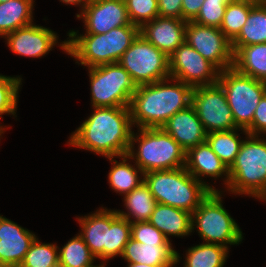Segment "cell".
Wrapping results in <instances>:
<instances>
[{
    "label": "cell",
    "mask_w": 266,
    "mask_h": 267,
    "mask_svg": "<svg viewBox=\"0 0 266 267\" xmlns=\"http://www.w3.org/2000/svg\"><path fill=\"white\" fill-rule=\"evenodd\" d=\"M93 109L91 115L71 134L68 145L105 158L126 155L133 132L129 107Z\"/></svg>",
    "instance_id": "6da1fadb"
},
{
    "label": "cell",
    "mask_w": 266,
    "mask_h": 267,
    "mask_svg": "<svg viewBox=\"0 0 266 267\" xmlns=\"http://www.w3.org/2000/svg\"><path fill=\"white\" fill-rule=\"evenodd\" d=\"M192 91L190 85L172 77L137 86L129 105L133 126L161 128L176 112L191 105Z\"/></svg>",
    "instance_id": "7a4b0ae2"
},
{
    "label": "cell",
    "mask_w": 266,
    "mask_h": 267,
    "mask_svg": "<svg viewBox=\"0 0 266 267\" xmlns=\"http://www.w3.org/2000/svg\"><path fill=\"white\" fill-rule=\"evenodd\" d=\"M138 35L139 27L131 23L105 34L79 35L78 31L69 30L67 54L83 68L116 63Z\"/></svg>",
    "instance_id": "3957f363"
},
{
    "label": "cell",
    "mask_w": 266,
    "mask_h": 267,
    "mask_svg": "<svg viewBox=\"0 0 266 267\" xmlns=\"http://www.w3.org/2000/svg\"><path fill=\"white\" fill-rule=\"evenodd\" d=\"M83 238L96 259L106 262L121 257L124 247L131 238V223L118 215L116 209L99 208L96 212L75 217Z\"/></svg>",
    "instance_id": "277c9868"
},
{
    "label": "cell",
    "mask_w": 266,
    "mask_h": 267,
    "mask_svg": "<svg viewBox=\"0 0 266 267\" xmlns=\"http://www.w3.org/2000/svg\"><path fill=\"white\" fill-rule=\"evenodd\" d=\"M144 182L157 203L193 213L211 190L185 167L145 173Z\"/></svg>",
    "instance_id": "5b68a950"
},
{
    "label": "cell",
    "mask_w": 266,
    "mask_h": 267,
    "mask_svg": "<svg viewBox=\"0 0 266 267\" xmlns=\"http://www.w3.org/2000/svg\"><path fill=\"white\" fill-rule=\"evenodd\" d=\"M127 155L143 173L185 167L186 151L162 128H137ZM135 143L137 149L135 148Z\"/></svg>",
    "instance_id": "8992f818"
},
{
    "label": "cell",
    "mask_w": 266,
    "mask_h": 267,
    "mask_svg": "<svg viewBox=\"0 0 266 267\" xmlns=\"http://www.w3.org/2000/svg\"><path fill=\"white\" fill-rule=\"evenodd\" d=\"M260 137V138H259ZM263 137V138H262ZM266 137L247 135L229 168V193L266 198Z\"/></svg>",
    "instance_id": "52a82bcc"
},
{
    "label": "cell",
    "mask_w": 266,
    "mask_h": 267,
    "mask_svg": "<svg viewBox=\"0 0 266 267\" xmlns=\"http://www.w3.org/2000/svg\"><path fill=\"white\" fill-rule=\"evenodd\" d=\"M222 191H211L192 213L191 228L196 230L204 243L239 245L243 233L236 221L223 206Z\"/></svg>",
    "instance_id": "ba28073f"
},
{
    "label": "cell",
    "mask_w": 266,
    "mask_h": 267,
    "mask_svg": "<svg viewBox=\"0 0 266 267\" xmlns=\"http://www.w3.org/2000/svg\"><path fill=\"white\" fill-rule=\"evenodd\" d=\"M217 83L225 92L236 126L246 130L252 124L257 105L266 94V82L231 67L219 73Z\"/></svg>",
    "instance_id": "9c48e42d"
},
{
    "label": "cell",
    "mask_w": 266,
    "mask_h": 267,
    "mask_svg": "<svg viewBox=\"0 0 266 267\" xmlns=\"http://www.w3.org/2000/svg\"><path fill=\"white\" fill-rule=\"evenodd\" d=\"M87 69L91 107H129L137 86L126 69L118 62Z\"/></svg>",
    "instance_id": "30bf717a"
},
{
    "label": "cell",
    "mask_w": 266,
    "mask_h": 267,
    "mask_svg": "<svg viewBox=\"0 0 266 267\" xmlns=\"http://www.w3.org/2000/svg\"><path fill=\"white\" fill-rule=\"evenodd\" d=\"M118 63L128 71L136 86L170 77L169 57L140 34Z\"/></svg>",
    "instance_id": "8fae6325"
},
{
    "label": "cell",
    "mask_w": 266,
    "mask_h": 267,
    "mask_svg": "<svg viewBox=\"0 0 266 267\" xmlns=\"http://www.w3.org/2000/svg\"><path fill=\"white\" fill-rule=\"evenodd\" d=\"M191 105L207 134L238 128L225 92L218 83L193 88Z\"/></svg>",
    "instance_id": "7c38bea8"
},
{
    "label": "cell",
    "mask_w": 266,
    "mask_h": 267,
    "mask_svg": "<svg viewBox=\"0 0 266 267\" xmlns=\"http://www.w3.org/2000/svg\"><path fill=\"white\" fill-rule=\"evenodd\" d=\"M185 42L220 72L233 67L234 53L231 41L220 28L188 21L185 29Z\"/></svg>",
    "instance_id": "4fadbf2b"
},
{
    "label": "cell",
    "mask_w": 266,
    "mask_h": 267,
    "mask_svg": "<svg viewBox=\"0 0 266 267\" xmlns=\"http://www.w3.org/2000/svg\"><path fill=\"white\" fill-rule=\"evenodd\" d=\"M170 77L192 88L218 82L220 71L186 42L169 56Z\"/></svg>",
    "instance_id": "5bb4252c"
},
{
    "label": "cell",
    "mask_w": 266,
    "mask_h": 267,
    "mask_svg": "<svg viewBox=\"0 0 266 267\" xmlns=\"http://www.w3.org/2000/svg\"><path fill=\"white\" fill-rule=\"evenodd\" d=\"M57 33L44 26L35 25V23L18 28L7 34L6 39L9 49L17 55L41 58L47 55L49 51L57 44L67 53V40L58 42Z\"/></svg>",
    "instance_id": "9a60e30c"
},
{
    "label": "cell",
    "mask_w": 266,
    "mask_h": 267,
    "mask_svg": "<svg viewBox=\"0 0 266 267\" xmlns=\"http://www.w3.org/2000/svg\"><path fill=\"white\" fill-rule=\"evenodd\" d=\"M76 17L84 20L85 34H105L131 23L125 0H90Z\"/></svg>",
    "instance_id": "2e32d148"
},
{
    "label": "cell",
    "mask_w": 266,
    "mask_h": 267,
    "mask_svg": "<svg viewBox=\"0 0 266 267\" xmlns=\"http://www.w3.org/2000/svg\"><path fill=\"white\" fill-rule=\"evenodd\" d=\"M37 236L0 215V267H19Z\"/></svg>",
    "instance_id": "e0dca14e"
},
{
    "label": "cell",
    "mask_w": 266,
    "mask_h": 267,
    "mask_svg": "<svg viewBox=\"0 0 266 267\" xmlns=\"http://www.w3.org/2000/svg\"><path fill=\"white\" fill-rule=\"evenodd\" d=\"M187 21L156 17L139 28V34L168 57L185 42Z\"/></svg>",
    "instance_id": "ac0fdd59"
},
{
    "label": "cell",
    "mask_w": 266,
    "mask_h": 267,
    "mask_svg": "<svg viewBox=\"0 0 266 267\" xmlns=\"http://www.w3.org/2000/svg\"><path fill=\"white\" fill-rule=\"evenodd\" d=\"M186 170L199 182L205 184L211 191H220L204 182L202 177H212L215 180L224 177L225 188L229 184V169L215 154L210 145L205 141L186 152Z\"/></svg>",
    "instance_id": "d6986e66"
},
{
    "label": "cell",
    "mask_w": 266,
    "mask_h": 267,
    "mask_svg": "<svg viewBox=\"0 0 266 267\" xmlns=\"http://www.w3.org/2000/svg\"><path fill=\"white\" fill-rule=\"evenodd\" d=\"M187 152L189 149L204 143L207 132L198 118L192 105L176 112L161 127Z\"/></svg>",
    "instance_id": "ffe728a7"
},
{
    "label": "cell",
    "mask_w": 266,
    "mask_h": 267,
    "mask_svg": "<svg viewBox=\"0 0 266 267\" xmlns=\"http://www.w3.org/2000/svg\"><path fill=\"white\" fill-rule=\"evenodd\" d=\"M121 257L127 263H140L150 266L175 267L180 263V254L173 246L139 243L130 238Z\"/></svg>",
    "instance_id": "44dd1931"
},
{
    "label": "cell",
    "mask_w": 266,
    "mask_h": 267,
    "mask_svg": "<svg viewBox=\"0 0 266 267\" xmlns=\"http://www.w3.org/2000/svg\"><path fill=\"white\" fill-rule=\"evenodd\" d=\"M192 214L169 205L157 203L148 222L161 231L170 241L169 236L184 237L192 233Z\"/></svg>",
    "instance_id": "7402d4cb"
},
{
    "label": "cell",
    "mask_w": 266,
    "mask_h": 267,
    "mask_svg": "<svg viewBox=\"0 0 266 267\" xmlns=\"http://www.w3.org/2000/svg\"><path fill=\"white\" fill-rule=\"evenodd\" d=\"M114 158H121L122 160L118 162ZM107 159L113 165L108 173V182L109 187L114 192L123 196V194L130 193L134 188L144 182L143 171L136 164L132 165L128 162L130 157L127 154L119 157H107Z\"/></svg>",
    "instance_id": "603a6c76"
},
{
    "label": "cell",
    "mask_w": 266,
    "mask_h": 267,
    "mask_svg": "<svg viewBox=\"0 0 266 267\" xmlns=\"http://www.w3.org/2000/svg\"><path fill=\"white\" fill-rule=\"evenodd\" d=\"M123 198L124 208L127 212L117 209L116 211L119 216L126 218L130 223L148 221L157 205V201L145 182H142L130 193L125 194Z\"/></svg>",
    "instance_id": "cb8c5ba5"
},
{
    "label": "cell",
    "mask_w": 266,
    "mask_h": 267,
    "mask_svg": "<svg viewBox=\"0 0 266 267\" xmlns=\"http://www.w3.org/2000/svg\"><path fill=\"white\" fill-rule=\"evenodd\" d=\"M35 0H11L0 3V37L32 24Z\"/></svg>",
    "instance_id": "d4e9b609"
},
{
    "label": "cell",
    "mask_w": 266,
    "mask_h": 267,
    "mask_svg": "<svg viewBox=\"0 0 266 267\" xmlns=\"http://www.w3.org/2000/svg\"><path fill=\"white\" fill-rule=\"evenodd\" d=\"M262 43H266V1L250 10L245 25L231 45L235 54L243 46Z\"/></svg>",
    "instance_id": "484cf974"
},
{
    "label": "cell",
    "mask_w": 266,
    "mask_h": 267,
    "mask_svg": "<svg viewBox=\"0 0 266 267\" xmlns=\"http://www.w3.org/2000/svg\"><path fill=\"white\" fill-rule=\"evenodd\" d=\"M233 67L244 75L266 82V43L241 47L234 54Z\"/></svg>",
    "instance_id": "4316f807"
},
{
    "label": "cell",
    "mask_w": 266,
    "mask_h": 267,
    "mask_svg": "<svg viewBox=\"0 0 266 267\" xmlns=\"http://www.w3.org/2000/svg\"><path fill=\"white\" fill-rule=\"evenodd\" d=\"M242 131L245 136L248 135L245 129L236 128L229 131L211 132L207 134L206 141L221 159V161L228 167V169L235 162L236 156L239 153L240 146L243 139H240Z\"/></svg>",
    "instance_id": "83f0119b"
},
{
    "label": "cell",
    "mask_w": 266,
    "mask_h": 267,
    "mask_svg": "<svg viewBox=\"0 0 266 267\" xmlns=\"http://www.w3.org/2000/svg\"><path fill=\"white\" fill-rule=\"evenodd\" d=\"M187 250L184 267H223L229 253L223 245L203 242Z\"/></svg>",
    "instance_id": "f1b7e54d"
},
{
    "label": "cell",
    "mask_w": 266,
    "mask_h": 267,
    "mask_svg": "<svg viewBox=\"0 0 266 267\" xmlns=\"http://www.w3.org/2000/svg\"><path fill=\"white\" fill-rule=\"evenodd\" d=\"M59 267H88L95 262L83 238L77 234L62 248L58 247Z\"/></svg>",
    "instance_id": "f546056e"
},
{
    "label": "cell",
    "mask_w": 266,
    "mask_h": 267,
    "mask_svg": "<svg viewBox=\"0 0 266 267\" xmlns=\"http://www.w3.org/2000/svg\"><path fill=\"white\" fill-rule=\"evenodd\" d=\"M255 5L247 1H230L226 5L220 30L231 42L239 35Z\"/></svg>",
    "instance_id": "4dcf8cb0"
},
{
    "label": "cell",
    "mask_w": 266,
    "mask_h": 267,
    "mask_svg": "<svg viewBox=\"0 0 266 267\" xmlns=\"http://www.w3.org/2000/svg\"><path fill=\"white\" fill-rule=\"evenodd\" d=\"M19 267H59L58 246L42 243L36 237Z\"/></svg>",
    "instance_id": "1f68e13d"
},
{
    "label": "cell",
    "mask_w": 266,
    "mask_h": 267,
    "mask_svg": "<svg viewBox=\"0 0 266 267\" xmlns=\"http://www.w3.org/2000/svg\"><path fill=\"white\" fill-rule=\"evenodd\" d=\"M22 85L20 76L12 77L0 74V118L3 114L17 117L18 94ZM0 124V137L6 132L7 126ZM6 129V130H5Z\"/></svg>",
    "instance_id": "d6a6232c"
},
{
    "label": "cell",
    "mask_w": 266,
    "mask_h": 267,
    "mask_svg": "<svg viewBox=\"0 0 266 267\" xmlns=\"http://www.w3.org/2000/svg\"><path fill=\"white\" fill-rule=\"evenodd\" d=\"M131 24L139 28L159 16L157 0H125Z\"/></svg>",
    "instance_id": "836d02e7"
},
{
    "label": "cell",
    "mask_w": 266,
    "mask_h": 267,
    "mask_svg": "<svg viewBox=\"0 0 266 267\" xmlns=\"http://www.w3.org/2000/svg\"><path fill=\"white\" fill-rule=\"evenodd\" d=\"M231 0H205L200 12L193 20L201 25L220 28L226 5Z\"/></svg>",
    "instance_id": "e575fe53"
},
{
    "label": "cell",
    "mask_w": 266,
    "mask_h": 267,
    "mask_svg": "<svg viewBox=\"0 0 266 267\" xmlns=\"http://www.w3.org/2000/svg\"><path fill=\"white\" fill-rule=\"evenodd\" d=\"M131 238L139 243L172 246L171 241L148 221L131 223Z\"/></svg>",
    "instance_id": "d590c367"
},
{
    "label": "cell",
    "mask_w": 266,
    "mask_h": 267,
    "mask_svg": "<svg viewBox=\"0 0 266 267\" xmlns=\"http://www.w3.org/2000/svg\"><path fill=\"white\" fill-rule=\"evenodd\" d=\"M248 135L266 136V94L256 107L252 124L246 129Z\"/></svg>",
    "instance_id": "8d00e7d4"
},
{
    "label": "cell",
    "mask_w": 266,
    "mask_h": 267,
    "mask_svg": "<svg viewBox=\"0 0 266 267\" xmlns=\"http://www.w3.org/2000/svg\"><path fill=\"white\" fill-rule=\"evenodd\" d=\"M159 17L182 19V0H157Z\"/></svg>",
    "instance_id": "74e56055"
},
{
    "label": "cell",
    "mask_w": 266,
    "mask_h": 267,
    "mask_svg": "<svg viewBox=\"0 0 266 267\" xmlns=\"http://www.w3.org/2000/svg\"><path fill=\"white\" fill-rule=\"evenodd\" d=\"M205 0H182V20L193 21Z\"/></svg>",
    "instance_id": "f35d334b"
},
{
    "label": "cell",
    "mask_w": 266,
    "mask_h": 267,
    "mask_svg": "<svg viewBox=\"0 0 266 267\" xmlns=\"http://www.w3.org/2000/svg\"><path fill=\"white\" fill-rule=\"evenodd\" d=\"M90 0H60V2L65 3V5H74L77 7L80 6L79 9L80 12L79 14L82 12L83 8L89 3Z\"/></svg>",
    "instance_id": "ab89813d"
},
{
    "label": "cell",
    "mask_w": 266,
    "mask_h": 267,
    "mask_svg": "<svg viewBox=\"0 0 266 267\" xmlns=\"http://www.w3.org/2000/svg\"><path fill=\"white\" fill-rule=\"evenodd\" d=\"M127 267H161V266H150L147 264H140V263H128Z\"/></svg>",
    "instance_id": "60d3db41"
},
{
    "label": "cell",
    "mask_w": 266,
    "mask_h": 267,
    "mask_svg": "<svg viewBox=\"0 0 266 267\" xmlns=\"http://www.w3.org/2000/svg\"><path fill=\"white\" fill-rule=\"evenodd\" d=\"M231 1H247V2H250V3H255V4H258V3H262L266 0H231Z\"/></svg>",
    "instance_id": "b9f144b4"
},
{
    "label": "cell",
    "mask_w": 266,
    "mask_h": 267,
    "mask_svg": "<svg viewBox=\"0 0 266 267\" xmlns=\"http://www.w3.org/2000/svg\"><path fill=\"white\" fill-rule=\"evenodd\" d=\"M106 266V264L104 263V262H102L101 263V265L99 264V265H92V266H88V267H105Z\"/></svg>",
    "instance_id": "7bdbcfd3"
},
{
    "label": "cell",
    "mask_w": 266,
    "mask_h": 267,
    "mask_svg": "<svg viewBox=\"0 0 266 267\" xmlns=\"http://www.w3.org/2000/svg\"><path fill=\"white\" fill-rule=\"evenodd\" d=\"M8 1H11V0H0V3H5V2H8Z\"/></svg>",
    "instance_id": "ee69618b"
}]
</instances>
